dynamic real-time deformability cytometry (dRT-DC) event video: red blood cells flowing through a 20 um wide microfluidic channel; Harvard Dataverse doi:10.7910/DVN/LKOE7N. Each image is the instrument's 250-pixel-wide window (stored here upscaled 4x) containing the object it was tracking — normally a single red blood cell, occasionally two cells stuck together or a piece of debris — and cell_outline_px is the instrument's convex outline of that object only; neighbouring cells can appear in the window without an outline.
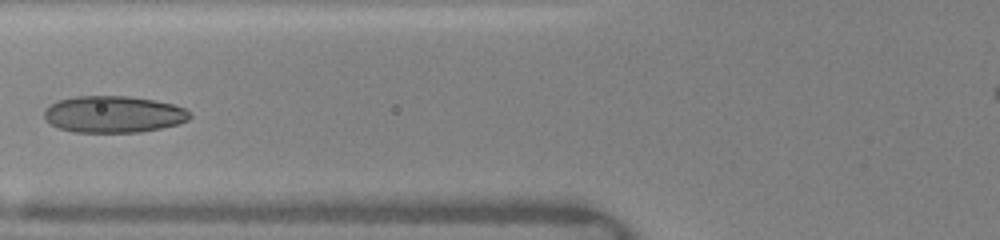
{"species": "human", "species_latin": "Homo sapiens", "temperature_condition": "warm", "stored_images_in_passage": 33, "segment_of_instrument_passage": [1, 2], "camera_frame_rate_fps": 3000, "um_per_image_px": 0.085, "donor": {"sex": "female"}, "frame": {"image": 1, "passage_image": 11, "time_ms": 4.0, "image_size_px": [1000, 240], "cell_outline_px": [[192, 116], [188, 120], [180, 124], [140, 132], [72, 132], [60, 128], [44, 120], [44, 108], [48, 104], [56, 100], [76, 96], [128, 96], [152, 100], [172, 104], [184, 108]], "centroid_in_image_um": [9.6, 9.71], "position_along_channel_um": 116.2, "area_um2": 31.33}}
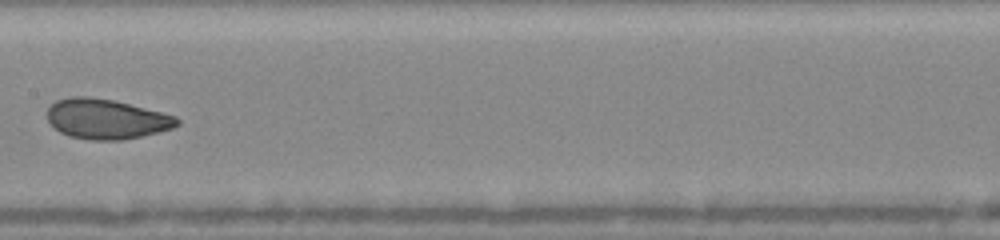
{"frame": {"image": 2, "passage_image": 13, "time_ms": 6.0, "image_size_px": [1000, 240], "cell_outline_px": [[180, 124], [172, 128], [160, 132], [124, 140], [88, 140], [68, 136], [60, 132], [48, 120], [48, 108], [56, 100], [72, 96], [84, 96], [112, 100], [176, 116], [180, 120]], "centroid_in_image_um": [9.04, 10.13], "position_along_channel_um": 198.4, "area_um2": 30.11}}
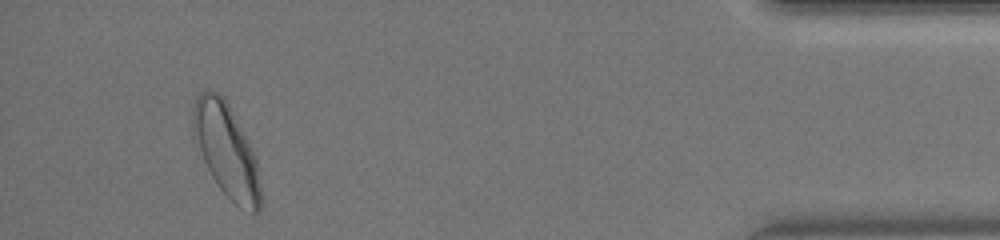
{"frame": {"image": 3, "passage_image": 29, "time_ms": 12.667, "image_size_px": [1000, 240], "cell_outline_px": [[260, 212], [252, 212], [236, 204], [220, 188], [212, 176], [204, 160], [192, 132], [192, 108], [196, 96], [200, 92], [208, 88], [216, 92], [228, 104], [256, 156], [260, 184]], "centroid_in_image_um": [19.23, 12.75], "position_along_channel_um": 416.0, "area_um2": 36.07}}